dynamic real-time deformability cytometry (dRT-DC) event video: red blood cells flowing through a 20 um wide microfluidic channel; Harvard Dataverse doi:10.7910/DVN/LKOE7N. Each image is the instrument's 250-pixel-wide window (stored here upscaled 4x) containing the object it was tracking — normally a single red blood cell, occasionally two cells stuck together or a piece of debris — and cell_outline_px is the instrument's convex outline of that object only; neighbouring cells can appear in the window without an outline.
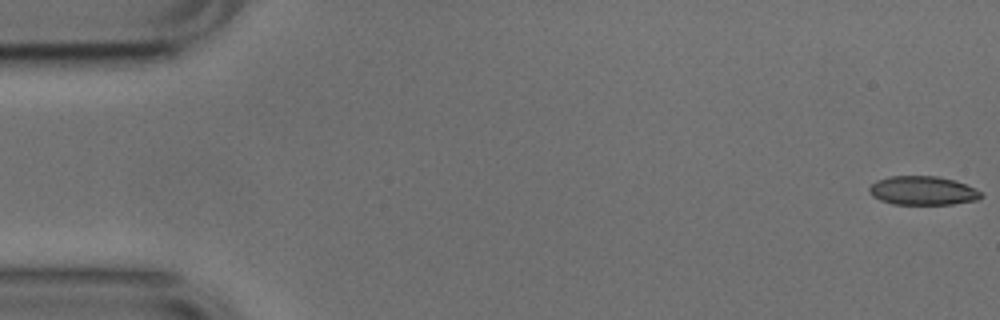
{"species": "common noctule bat (a hibernating species)", "species_latin": "Nyctalus noctula", "temperature_condition": "cold", "stored_images_in_passage": 14, "camera_frame_rate_fps": 3000, "um_per_image_px": 0.085, "animal": {"sex": "male", "body_mass_g": 17.9, "forearm_length_mm": 54.2}, "frame": {"image": 1, "passage_image": 1, "time_ms": 0.0, "image_size_px": [1000, 320], "cell_outline_px": [[984, 196], [980, 200], [952, 204], [892, 204], [880, 200], [872, 196], [868, 188], [876, 180], [888, 176], [936, 176], [956, 180], [980, 192]], "centroid_in_image_um": [78.42, 16.2], "position_along_channel_um": 6.6, "area_um2": 18.84}}
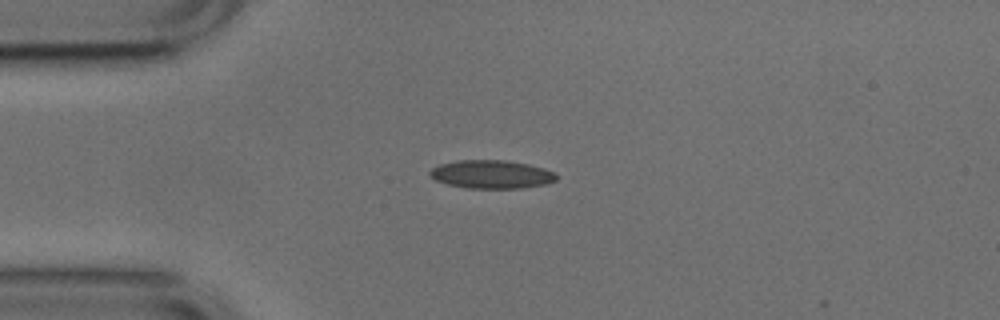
{"frame": {"image": 2, "passage_image": 13, "time_ms": 4.0, "image_size_px": [1000, 320], "cell_outline_px": [[556, 180], [544, 184], [520, 188], [468, 188], [448, 184], [436, 180], [428, 176], [428, 172], [432, 168], [440, 164], [456, 160], [504, 160], [528, 164], [544, 168], [556, 172]], "centroid_in_image_um": [41.75, 14.81], "position_along_channel_um": 43.2, "area_um2": 20.87}}